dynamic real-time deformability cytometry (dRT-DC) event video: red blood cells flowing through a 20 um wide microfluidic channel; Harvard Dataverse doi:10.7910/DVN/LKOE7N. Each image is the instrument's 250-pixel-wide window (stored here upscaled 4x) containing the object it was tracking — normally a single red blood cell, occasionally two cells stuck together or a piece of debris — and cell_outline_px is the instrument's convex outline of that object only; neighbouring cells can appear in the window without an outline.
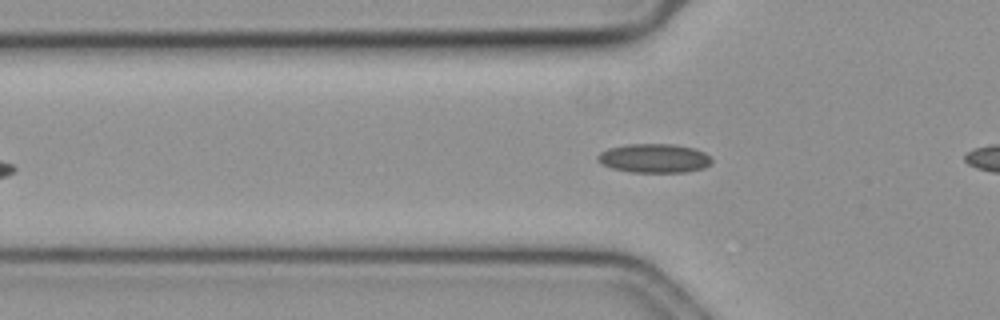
{"species": "common noctule bat (a hibernating species)", "species_latin": "Nyctalus noctula", "temperature_condition": "cold", "stored_images_in_passage": 8, "camera_frame_rate_fps": 3000, "um_per_image_px": 0.085, "animal": {"sex": "female", "body_mass_g": 19.3, "forearm_length_mm": 54.1}, "frame": {"image": 1, "passage_image": 6, "time_ms": 1.667, "image_size_px": [1000, 320], "cell_outline_px": [[712, 160], [704, 168], [688, 172], [628, 172], [612, 168], [600, 164], [596, 160], [596, 156], [600, 152], [608, 148], [628, 144], [672, 144], [692, 148], [704, 152]], "centroid_in_image_um": [55.54, 13.46], "position_along_channel_um": 70.3, "area_um2": 19.31}}